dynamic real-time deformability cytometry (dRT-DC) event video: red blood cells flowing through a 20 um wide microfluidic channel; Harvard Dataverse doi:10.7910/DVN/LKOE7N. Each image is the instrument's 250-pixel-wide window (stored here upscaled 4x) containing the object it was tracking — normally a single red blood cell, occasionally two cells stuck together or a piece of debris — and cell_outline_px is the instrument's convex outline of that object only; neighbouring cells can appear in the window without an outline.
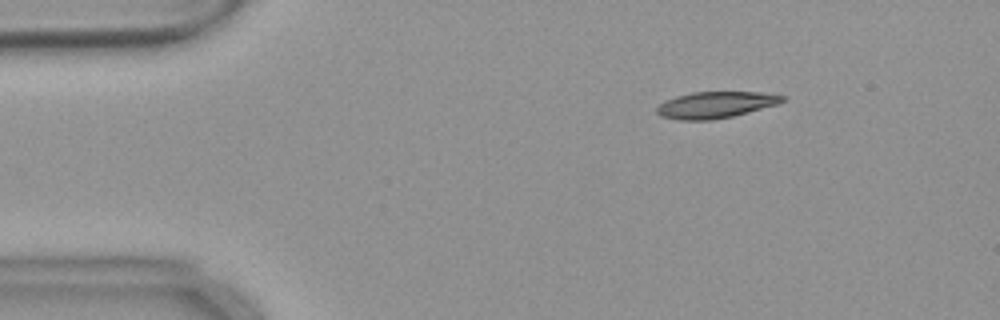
{"species": "common noctule bat (a hibernating species)", "species_latin": "Nyctalus noctula", "temperature_condition": "warm", "stored_images_in_passage": 55, "camera_frame_rate_fps": 3000, "um_per_image_px": 0.085, "animal": {"sex": "female", "body_mass_g": 18.4}, "frame": {"image": 1, "passage_image": 8, "time_ms": 2.333, "image_size_px": [1000, 320], "cell_outline_px": [[788, 96], [784, 100], [776, 104], [732, 116], [712, 120], [680, 120], [660, 116], [656, 112], [656, 108], [664, 100], [676, 96], [692, 92], [760, 92]], "centroid_in_image_um": [60.78, 8.9], "position_along_channel_um": 24.2, "area_um2": 19.25}}
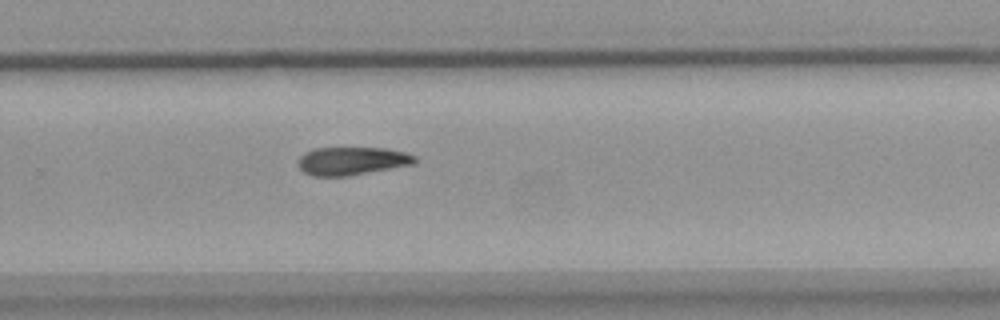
{"frame": {"image": 2, "passage_image": 36, "time_ms": 11.667, "image_size_px": [1000, 320], "cell_outline_px": [[416, 164], [348, 176], [312, 176], [304, 172], [300, 168], [300, 156], [304, 152], [316, 148], [384, 148], [404, 152], [416, 156]], "centroid_in_image_um": [29.95, 13.68], "position_along_channel_um": 299.9, "area_um2": 19.07}}
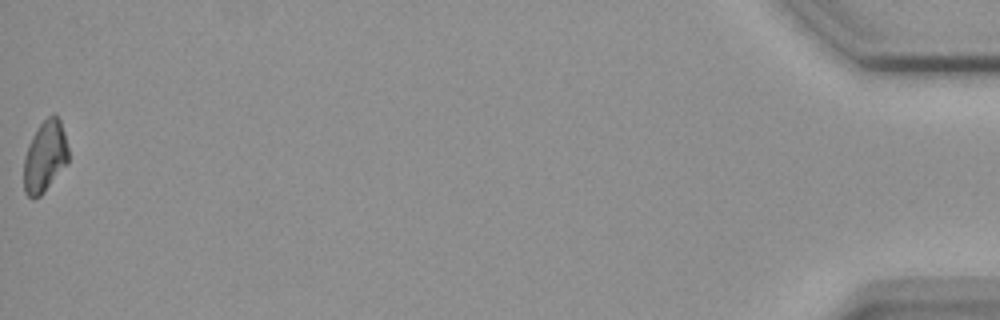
{"frame": {"image": 3, "passage_image": 55, "time_ms": 18.0, "image_size_px": [1000, 320], "cell_outline_px": [[68, 164], [44, 192], [40, 196], [28, 196], [24, 192], [24, 156], [28, 144], [32, 136], [40, 124], [52, 112], [60, 120], [64, 132], [68, 148]], "centroid_in_image_um": [3.83, 13.3], "position_along_channel_um": 431.4, "area_um2": 18.55}, "authors_computed_cell_mechanics": {"area_um2": 19.7676, "velocity_mm_per_s": 3.6695, "shape_relaxation_time_tau1_ms": 5.0769, "shape_relaxation_time_tau2_ms": null, "deformation_change_tau1": 0.1343, "deformation_change_tau2": null}}